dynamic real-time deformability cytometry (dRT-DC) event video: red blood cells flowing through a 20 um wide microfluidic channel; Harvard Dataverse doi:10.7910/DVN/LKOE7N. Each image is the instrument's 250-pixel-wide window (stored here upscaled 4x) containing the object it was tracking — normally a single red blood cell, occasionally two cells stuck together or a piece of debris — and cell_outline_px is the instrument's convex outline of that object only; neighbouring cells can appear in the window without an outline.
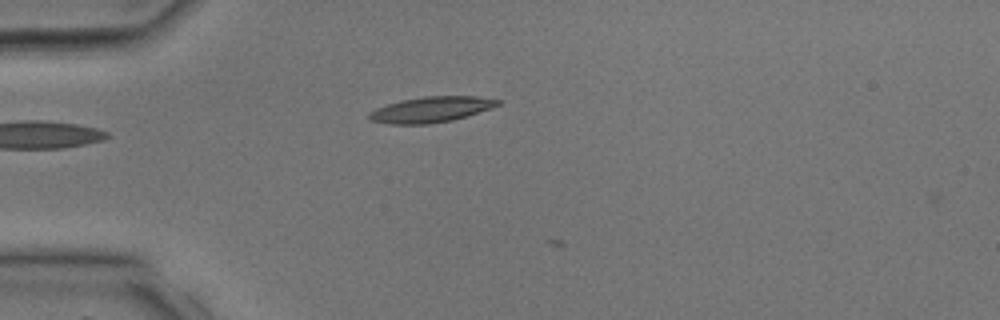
{"species": "common noctule bat (a hibernating species)", "species_latin": "Nyctalus noctula", "temperature_condition": "room temperature", "stored_images_in_passage": 2, "camera_frame_rate_fps": 3000, "um_per_image_px": 0.085, "animal": {"sex": "male", "body_mass_g": 17.9, "forearm_length_mm": 54.2}, "frame": {"image": 1, "passage_image": 1, "time_ms": 0.0, "image_size_px": [1000, 320], "cell_outline_px": [[500, 104], [492, 108], [468, 116], [452, 120], [428, 124], [392, 124], [372, 120], [368, 116], [368, 112], [376, 108], [400, 100], [424, 96], [476, 96], [500, 100]], "centroid_in_image_um": [36.66, 9.3], "position_along_channel_um": 48.3, "area_um2": 19.19}}